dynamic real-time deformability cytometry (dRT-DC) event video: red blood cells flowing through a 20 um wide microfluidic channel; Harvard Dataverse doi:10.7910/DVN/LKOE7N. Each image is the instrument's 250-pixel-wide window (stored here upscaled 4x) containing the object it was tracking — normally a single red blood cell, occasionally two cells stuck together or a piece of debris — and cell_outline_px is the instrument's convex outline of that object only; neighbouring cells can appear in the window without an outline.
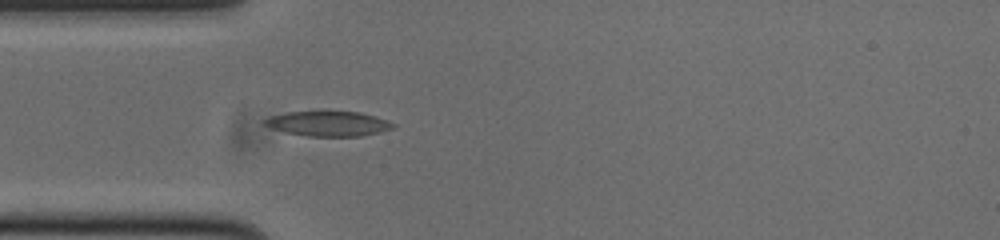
{"species": "common noctule bat (a hibernating species)", "species_latin": "Nyctalus noctula", "temperature_condition": "cold", "stored_images_in_passage": 39, "camera_frame_rate_fps": 3000, "um_per_image_px": 0.085, "animal": {"sex": "male", "body_mass_g": 20.0, "forearm_length_mm": 53.3}, "frame": {"image": 1, "passage_image": 1, "time_ms": 0.0, "image_size_px": [1000, 240], "cell_outline_px": [[396, 124], [392, 128], [380, 132], [360, 136], [308, 136], [288, 132], [264, 124], [264, 120], [272, 116], [288, 112], [360, 112], [376, 116]], "centroid_in_image_um": [27.98, 10.51], "position_along_channel_um": 57.0, "area_um2": 18.15}}
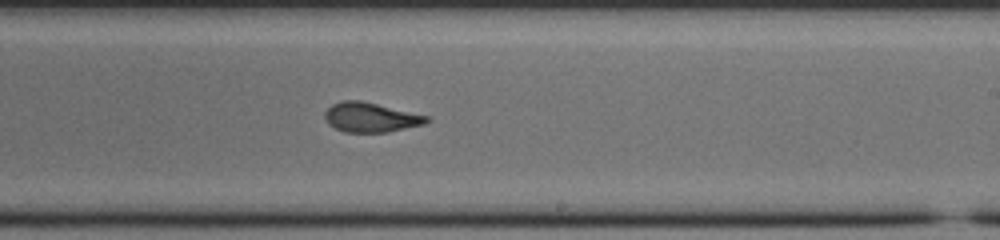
{"frame": {"image": 2, "passage_image": 17, "time_ms": 5.333, "image_size_px": [1000, 240], "cell_outline_px": [[432, 120], [424, 124], [388, 132], [344, 132], [328, 124], [324, 116], [324, 112], [332, 104], [344, 100], [360, 100], [428, 116]], "centroid_in_image_um": [31.5, 9.98], "position_along_channel_um": 257.5, "area_um2": 17.46}}
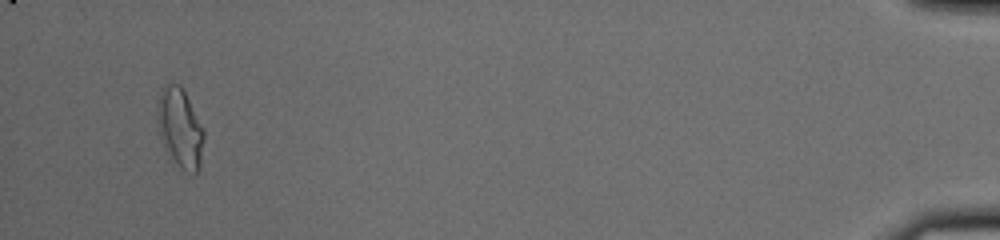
{"frame": {"image": 3, "passage_image": 37, "time_ms": 12.0, "image_size_px": [1000, 240], "cell_outline_px": [[204, 136], [200, 168], [196, 176], [180, 168], [164, 144], [160, 136], [156, 112], [156, 104], [164, 84], [180, 84], [184, 88], [204, 128]], "centroid_in_image_um": [15.33, 10.84], "position_along_channel_um": 419.9, "area_um2": 21.68}, "authors_computed_cell_mechanics": {"area_um2": 18.0914, "velocity_mm_per_s": 3.7762, "shape_relaxation_time_tau1_ms": null, "shape_relaxation_time_tau2_ms": 2.0923, "deformation_change_tau1": null, "deformation_change_tau2": 0.0977}}